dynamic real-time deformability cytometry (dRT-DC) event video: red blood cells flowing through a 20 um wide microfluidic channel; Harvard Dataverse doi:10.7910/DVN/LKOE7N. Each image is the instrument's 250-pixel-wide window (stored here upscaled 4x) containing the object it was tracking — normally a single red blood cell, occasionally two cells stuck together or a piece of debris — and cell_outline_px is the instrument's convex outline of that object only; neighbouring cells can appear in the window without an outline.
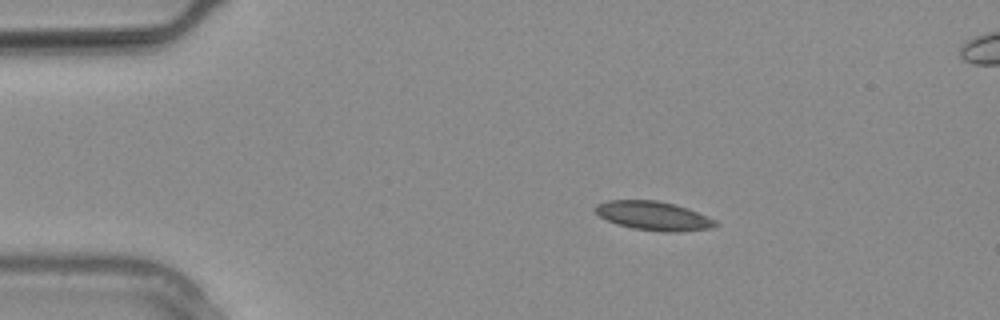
{"species": "common noctule bat (a hibernating species)", "species_latin": "Nyctalus noctula", "temperature_condition": "warm", "stored_images_in_passage": 13, "camera_frame_rate_fps": 3000, "um_per_image_px": 0.085, "animal": {"sex": "male", "body_mass_g": 20.4}, "frame": {"image": 1, "passage_image": 1, "time_ms": 0.0, "image_size_px": [1000, 320], "cell_outline_px": [[720, 224], [712, 228], [676, 232], [660, 232], [632, 228], [616, 224], [600, 216], [592, 208], [596, 204], [608, 200], [656, 200], [676, 204], [688, 208], [708, 216], [716, 220]], "centroid_in_image_um": [55.56, 18.34], "position_along_channel_um": 29.4, "area_um2": 20.52}}